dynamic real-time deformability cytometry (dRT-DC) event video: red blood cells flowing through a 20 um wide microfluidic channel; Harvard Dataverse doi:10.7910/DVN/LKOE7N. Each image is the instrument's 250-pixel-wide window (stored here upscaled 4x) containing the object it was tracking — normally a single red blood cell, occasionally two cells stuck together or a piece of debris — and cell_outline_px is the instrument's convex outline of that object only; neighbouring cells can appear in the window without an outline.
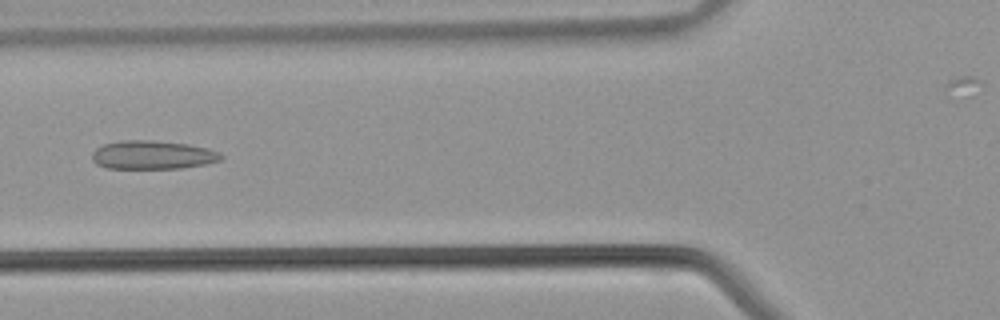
{"species": "common noctule bat (a hibernating species)", "species_latin": "Nyctalus noctula", "temperature_condition": "warm", "stored_images_in_passage": 28, "camera_frame_rate_fps": 3000, "um_per_image_px": 0.085, "animal": {"sex": "male", "body_mass_g": 21.5, "forearm_length_mm": 52.0}, "frame": {"image": 1, "passage_image": 8, "time_ms": 2.333, "image_size_px": [1000, 320], "cell_outline_px": [[224, 156], [220, 160], [204, 164], [180, 168], [108, 168], [96, 164], [92, 160], [92, 152], [96, 148], [104, 144], [124, 140], [152, 140], [188, 144], [208, 148], [220, 152]], "centroid_in_image_um": [12.97, 13.16], "position_along_channel_um": 112.8, "area_um2": 21.44}}
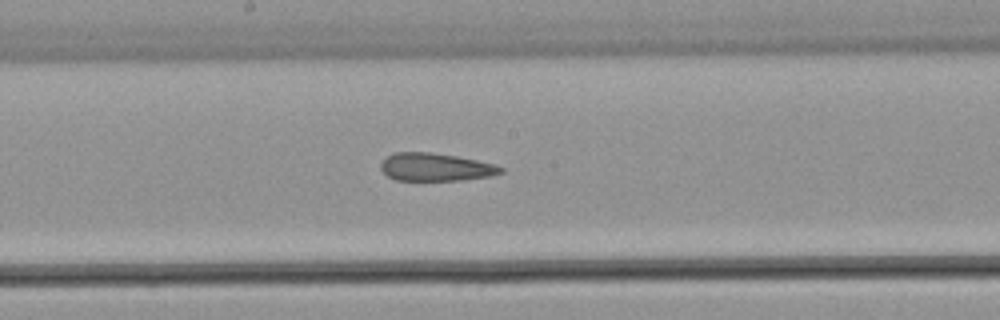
{"frame": {"image": 2, "passage_image": 14, "time_ms": 4.333, "image_size_px": [1000, 320], "cell_outline_px": [[504, 172], [492, 176], [464, 180], [396, 180], [388, 176], [380, 168], [380, 164], [392, 152], [432, 152], [456, 156], [496, 164], [504, 168]], "centroid_in_image_um": [37.06, 14.2], "position_along_channel_um": 211.1, "area_um2": 19.59}}
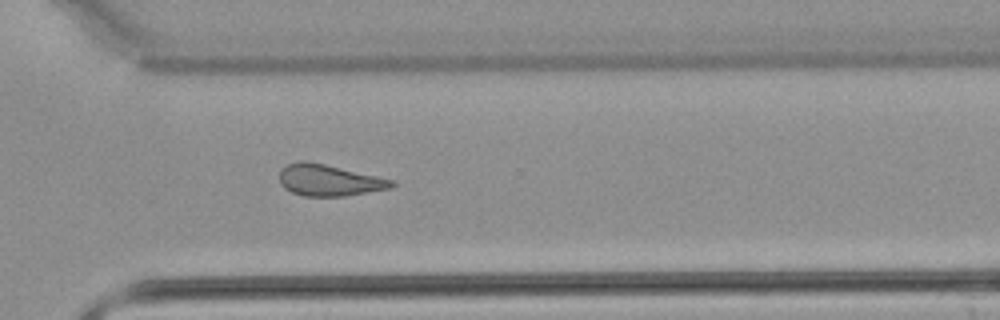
{"frame": {"image": 3, "passage_image": 22, "time_ms": 7.0, "image_size_px": [1000, 320], "cell_outline_px": [[396, 184], [392, 188], [344, 196], [304, 196], [292, 192], [284, 188], [280, 184], [280, 168], [296, 160], [304, 160], [324, 164], [396, 180]], "centroid_in_image_um": [27.97, 15.31], "position_along_channel_um": 342.6, "area_um2": 20.69}}